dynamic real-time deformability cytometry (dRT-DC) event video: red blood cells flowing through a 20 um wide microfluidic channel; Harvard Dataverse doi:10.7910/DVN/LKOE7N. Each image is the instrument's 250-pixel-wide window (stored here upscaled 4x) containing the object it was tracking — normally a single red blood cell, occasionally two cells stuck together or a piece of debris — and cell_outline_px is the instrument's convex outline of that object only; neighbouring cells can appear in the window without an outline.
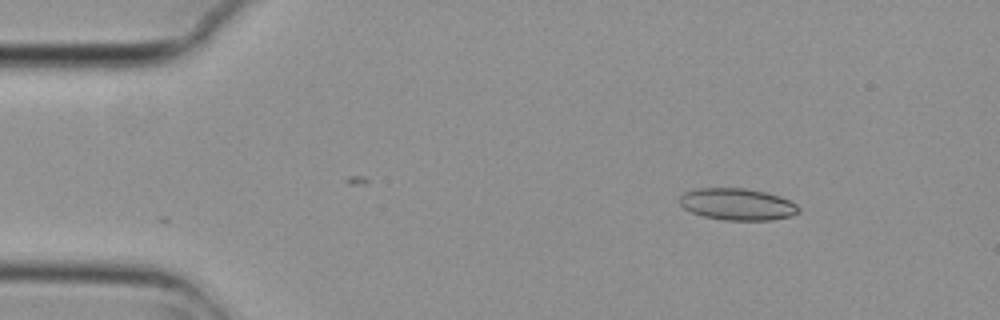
{"species": "common noctule bat (a hibernating species)", "species_latin": "Nyctalus noctula", "temperature_condition": "cold", "stored_images_in_passage": 5, "camera_frame_rate_fps": 3000, "um_per_image_px": 0.085, "animal": {"sex": "female", "body_mass_g": 29.2, "forearm_length_mm": 56.3}, "frame": {"image": 1, "passage_image": 2, "time_ms": 0.333, "image_size_px": [1000, 320], "cell_outline_px": [[800, 212], [792, 216], [772, 220], [724, 220], [704, 216], [692, 212], [684, 208], [680, 204], [680, 196], [684, 192], [696, 188], [744, 188], [764, 192], [780, 196], [796, 204], [800, 208]], "centroid_in_image_um": [62.69, 17.36], "position_along_channel_um": 22.3, "area_um2": 22.08}}
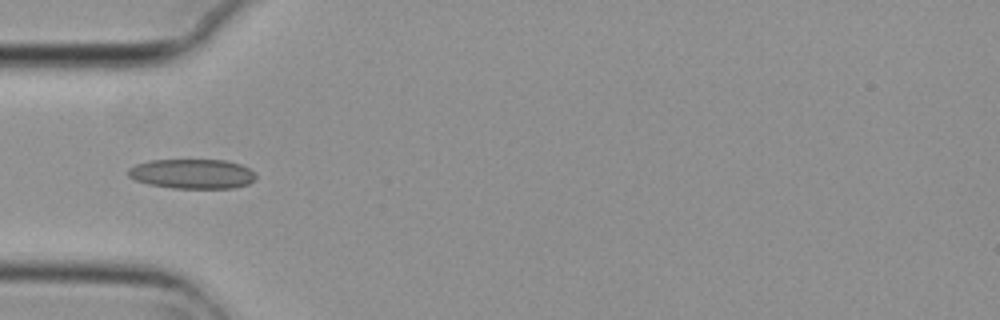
{"frame": {"image": 2, "passage_image": 5, "time_ms": 1.333, "image_size_px": [1000, 320], "cell_outline_px": [[256, 180], [248, 184], [232, 188], [172, 188], [148, 184], [136, 180], [128, 176], [128, 168], [136, 164], [152, 160], [224, 160], [240, 164], [248, 168], [256, 176]], "centroid_in_image_um": [16.33, 14.78], "position_along_channel_um": 68.7, "area_um2": 22.02}}